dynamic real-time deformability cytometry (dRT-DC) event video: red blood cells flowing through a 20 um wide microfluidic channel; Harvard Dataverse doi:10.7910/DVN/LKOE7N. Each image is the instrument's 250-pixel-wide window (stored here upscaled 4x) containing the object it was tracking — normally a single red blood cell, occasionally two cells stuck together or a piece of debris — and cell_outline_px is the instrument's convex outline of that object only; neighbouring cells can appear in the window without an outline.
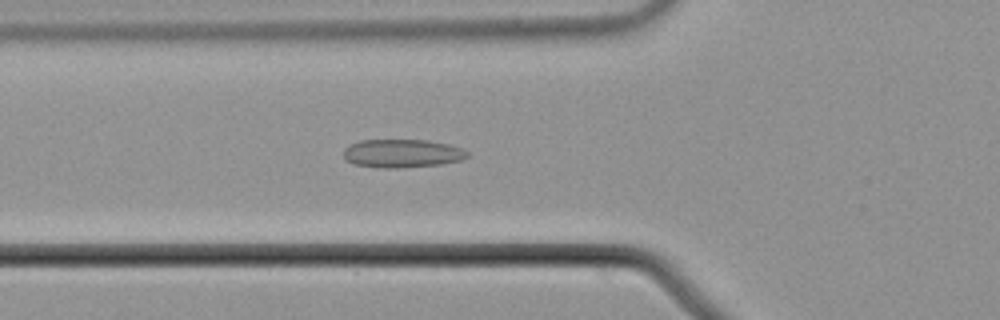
{"species": "common noctule bat (a hibernating species)", "species_latin": "Nyctalus noctula", "temperature_condition": "cold", "stored_images_in_passage": 38, "camera_frame_rate_fps": 3000, "um_per_image_px": 0.085, "animal": {"sex": "male", "body_mass_g": 21.5, "forearm_length_mm": 52.0}, "frame": {"image": 1, "passage_image": 3, "time_ms": 0.667, "image_size_px": [1000, 320], "cell_outline_px": [[468, 156], [460, 160], [440, 164], [400, 168], [380, 168], [356, 164], [344, 160], [344, 148], [348, 144], [360, 140], [428, 140], [448, 144], [460, 148], [468, 152]], "centroid_in_image_um": [34.14, 13.03], "position_along_channel_um": 91.7, "area_um2": 20.46}}
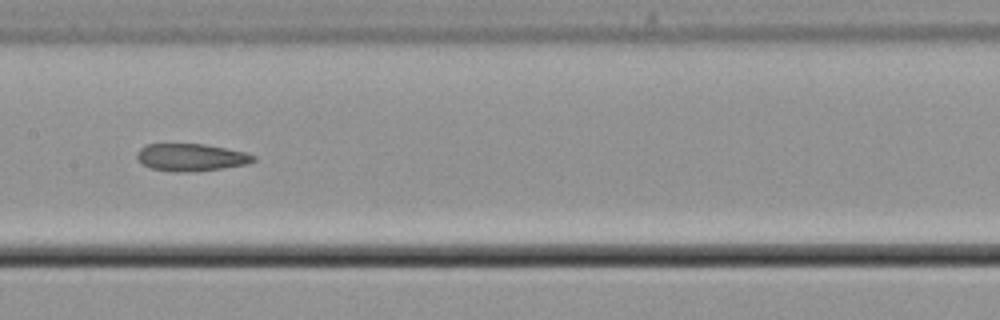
{"frame": {"image": 2, "passage_image": 11, "time_ms": 3.333, "image_size_px": [1000, 320], "cell_outline_px": [[256, 160], [248, 164], [196, 172], [176, 172], [152, 168], [144, 164], [136, 156], [136, 152], [140, 148], [148, 144], [204, 144], [248, 152], [256, 156]], "centroid_in_image_um": [16.3, 13.37], "position_along_channel_um": 191.1, "area_um2": 18.67}}
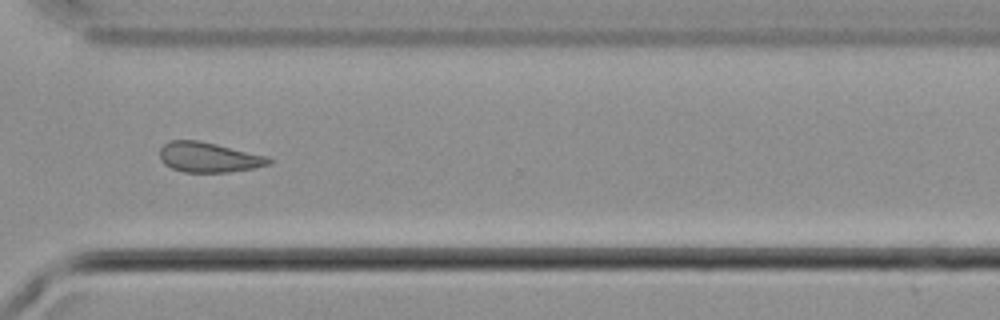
{"frame": {"image": 3, "passage_image": 24, "time_ms": 7.667, "image_size_px": [1000, 320], "cell_outline_px": [[272, 164], [256, 168], [228, 172], [184, 172], [172, 168], [164, 164], [160, 160], [160, 148], [168, 140], [196, 140], [216, 144], [268, 156], [272, 160]], "centroid_in_image_um": [17.75, 13.37], "position_along_channel_um": 352.9, "area_um2": 19.19}, "authors_computed_cell_mechanics": {"area_um2": 19.1896, "velocity_mm_per_s": 3.7214, "shape_relaxation_time_tau1_ms": null, "shape_relaxation_time_tau2_ms": 9.634, "deformation_change_tau1": null, "deformation_change_tau2": 0.1397}}